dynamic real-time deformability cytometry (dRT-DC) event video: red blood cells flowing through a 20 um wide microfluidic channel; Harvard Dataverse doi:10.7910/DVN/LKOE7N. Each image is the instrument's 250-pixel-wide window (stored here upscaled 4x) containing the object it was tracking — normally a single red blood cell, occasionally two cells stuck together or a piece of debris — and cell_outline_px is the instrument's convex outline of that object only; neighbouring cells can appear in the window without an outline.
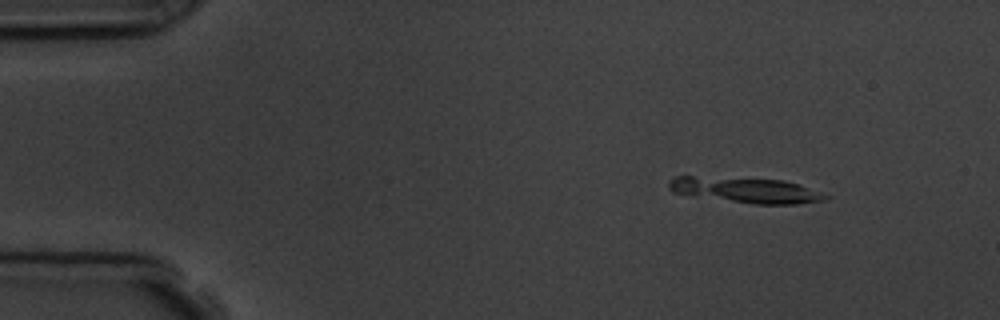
{"species": "common noctule bat (a hibernating species)", "species_latin": "Nyctalus noctula", "temperature_condition": "room temperature", "stored_images_in_passage": 5, "camera_frame_rate_fps": 3000, "um_per_image_px": 0.085, "animal": {"sex": "male", "body_mass_g": 19.5, "forearm_length_mm": 54.6}, "frame": {"image": 1, "passage_image": 1, "time_ms": 0.0, "image_size_px": [1000, 320], "cell_outline_px": [[832, 196], [828, 200], [796, 204], [756, 204], [672, 192], [668, 188], [668, 180], [676, 176], [692, 176], [784, 180], [800, 184]], "centroid_in_image_um": [63.47, 16.15], "position_along_channel_um": 21.5, "area_um2": 23.12}}
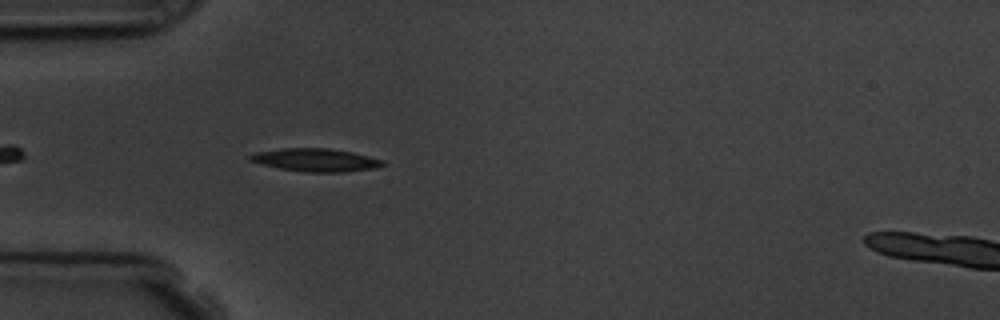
{"frame": {"image": 2, "passage_image": 4, "time_ms": 3.333, "image_size_px": [1000, 320], "cell_outline_px": [[388, 164], [376, 168], [344, 172], [304, 172], [280, 168], [248, 160], [248, 156], [256, 152], [284, 148], [328, 148], [352, 152], [384, 160]], "centroid_in_image_um": [26.89, 13.6], "position_along_channel_um": 58.1, "area_um2": 17.74}}